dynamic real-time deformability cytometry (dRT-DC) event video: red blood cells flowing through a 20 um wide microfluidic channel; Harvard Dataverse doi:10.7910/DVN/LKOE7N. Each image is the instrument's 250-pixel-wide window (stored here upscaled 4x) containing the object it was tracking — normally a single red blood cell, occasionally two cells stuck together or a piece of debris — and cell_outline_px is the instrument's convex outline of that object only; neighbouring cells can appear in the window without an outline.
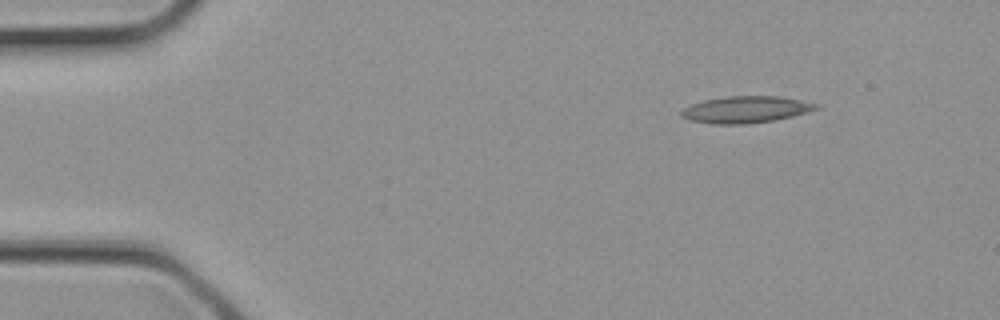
{"species": "common noctule bat (a hibernating species)", "species_latin": "Nyctalus noctula", "temperature_condition": "cold", "stored_images_in_passage": 3, "camera_frame_rate_fps": 3000, "um_per_image_px": 0.085, "animal": {"sex": "female", "body_mass_g": 21.9}, "frame": {"image": 1, "passage_image": 3, "time_ms": 0.667, "image_size_px": [1000, 320], "cell_outline_px": [[820, 108], [808, 112], [776, 120], [748, 124], [712, 124], [688, 120], [680, 116], [680, 112], [684, 108], [692, 104], [704, 100], [724, 96], [780, 96], [820, 104]], "centroid_in_image_um": [63.39, 9.31], "position_along_channel_um": 21.6, "area_um2": 21.21}}